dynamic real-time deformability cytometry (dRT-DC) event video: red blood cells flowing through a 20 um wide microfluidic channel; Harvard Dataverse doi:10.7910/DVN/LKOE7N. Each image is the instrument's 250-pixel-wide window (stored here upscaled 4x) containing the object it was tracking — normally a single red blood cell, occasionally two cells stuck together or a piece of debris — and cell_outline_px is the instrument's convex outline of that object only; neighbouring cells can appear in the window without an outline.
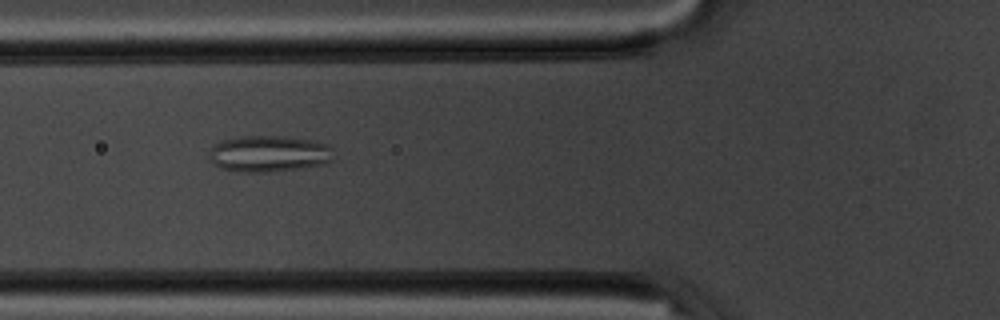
{"species": "common noctule bat (a hibernating species)", "species_latin": "Nyctalus noctula", "temperature_condition": "room temperature", "stored_images_in_passage": 55, "camera_frame_rate_fps": 3000, "um_per_image_px": 0.085, "animal": {"sex": "male", "body_mass_g": 20.1, "forearm_length_mm": 53.5}, "frame": {"image": 1, "passage_image": 20, "time_ms": 6.333, "image_size_px": [1000, 320], "cell_outline_px": [[332, 160], [324, 164], [304, 168], [272, 172], [244, 172], [220, 168], [208, 160], [208, 152], [220, 140], [240, 136], [284, 136], [312, 140], [328, 144], [332, 148]], "centroid_in_image_um": [22.84, 13.07], "position_along_channel_um": 103.0, "area_um2": 26.76}}
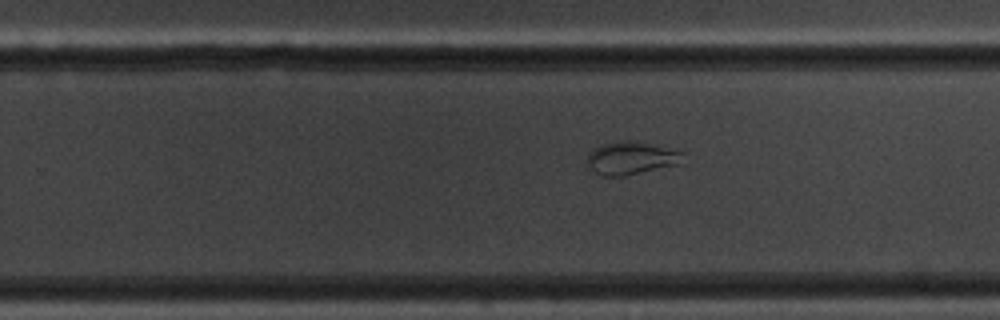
{"frame": {"image": 2, "passage_image": 34, "time_ms": 11.0, "image_size_px": [1000, 320], "cell_outline_px": [[684, 152], [680, 164], [624, 176], [604, 176], [588, 168], [588, 152], [592, 148], [600, 144], [620, 140], [632, 140]], "centroid_in_image_um": [53.6, 13.43], "position_along_channel_um": 276.2, "area_um2": 18.38}}
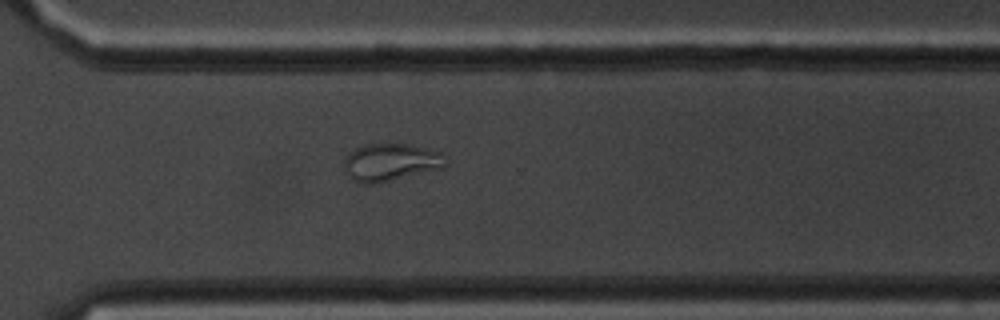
{"frame": {"image": 3, "passage_image": 39, "time_ms": 12.667, "image_size_px": [1000, 320], "cell_outline_px": [[444, 168], [372, 184], [360, 184], [352, 180], [348, 176], [344, 168], [344, 156], [348, 152], [364, 144], [408, 144], [440, 152], [444, 164]], "centroid_in_image_um": [33.11, 13.8], "position_along_channel_um": 337.5, "area_um2": 22.02}, "authors_computed_cell_mechanics": {"area_um2": 20.1722, "velocity_mm_per_s": 3.7208, "shape_relaxation_time_tau1_ms": null, "shape_relaxation_time_tau2_ms": 1.064, "deformation_change_tau1": null, "deformation_change_tau2": 0.0674}}